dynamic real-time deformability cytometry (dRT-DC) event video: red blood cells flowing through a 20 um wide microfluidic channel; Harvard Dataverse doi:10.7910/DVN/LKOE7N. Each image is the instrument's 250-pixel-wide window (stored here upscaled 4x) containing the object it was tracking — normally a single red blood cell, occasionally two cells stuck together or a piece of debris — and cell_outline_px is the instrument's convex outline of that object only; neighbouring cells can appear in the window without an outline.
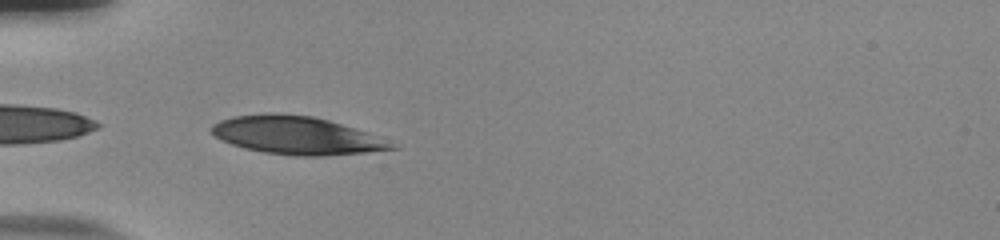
{"species": "human", "species_latin": "Homo sapiens", "temperature_condition": "room temperature", "stored_images_in_passage": 18, "camera_frame_rate_fps": 3000, "um_per_image_px": 0.085, "donor": {"sex": "male"}, "frame": {"image": 1, "passage_image": 1, "time_ms": 0.0, "image_size_px": [1000, 240], "cell_outline_px": [[400, 148], [364, 152], [324, 156], [296, 156], [264, 152], [244, 148], [232, 144], [216, 136], [208, 128], [212, 124], [220, 120], [232, 116], [264, 112], [272, 112], [312, 116], [328, 120], [368, 132], [396, 144]], "centroid_in_image_um": [25.19, 11.49], "position_along_channel_um": 59.8, "area_um2": 39.94}}
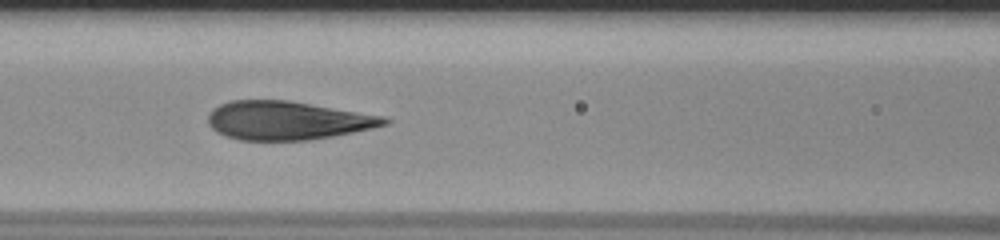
{"frame": {"image": 2, "passage_image": 8, "time_ms": 2.333, "image_size_px": [1000, 240], "cell_outline_px": [[392, 120], [388, 124], [372, 128], [332, 136], [308, 140], [240, 140], [216, 132], [208, 124], [208, 116], [220, 104], [232, 100], [288, 100], [384, 116]], "centroid_in_image_um": [24.44, 10.24], "position_along_channel_um": 142.2, "area_um2": 39.36}}